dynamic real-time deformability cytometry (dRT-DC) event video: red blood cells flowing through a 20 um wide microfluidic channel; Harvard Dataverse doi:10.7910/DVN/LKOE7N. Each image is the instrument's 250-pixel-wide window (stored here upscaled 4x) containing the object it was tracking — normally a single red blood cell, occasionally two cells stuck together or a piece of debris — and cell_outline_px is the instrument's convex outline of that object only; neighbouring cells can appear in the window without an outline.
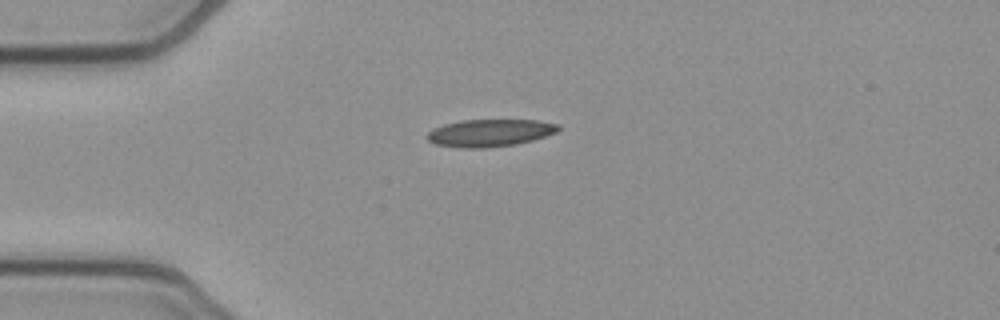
{"species": "common noctule bat (a hibernating species)", "species_latin": "Nyctalus noctula", "temperature_condition": "cold", "stored_images_in_passage": 8, "camera_frame_rate_fps": 3000, "um_per_image_px": 0.085, "animal": {"sex": "female", "body_mass_g": 21.9}, "frame": {"image": 1, "passage_image": 1, "time_ms": 0.0, "image_size_px": [1000, 320], "cell_outline_px": [[560, 128], [556, 132], [532, 140], [516, 144], [488, 148], [460, 148], [436, 144], [428, 140], [424, 136], [432, 128], [444, 124], [460, 120], [540, 120], [560, 124]], "centroid_in_image_um": [41.61, 11.29], "position_along_channel_um": 43.4, "area_um2": 21.1}}
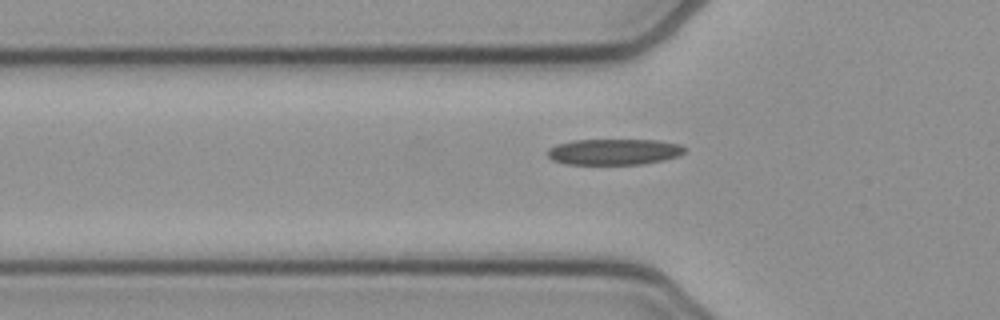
{"frame": {"image": 2, "passage_image": 5, "time_ms": 1.333, "image_size_px": [1000, 320], "cell_outline_px": [[684, 152], [676, 156], [664, 160], [644, 164], [564, 164], [552, 160], [548, 156], [548, 148], [556, 144], [572, 140], [656, 140], [680, 144], [684, 148]], "centroid_in_image_um": [52.15, 12.9], "position_along_channel_um": 73.7, "area_um2": 20.75}}